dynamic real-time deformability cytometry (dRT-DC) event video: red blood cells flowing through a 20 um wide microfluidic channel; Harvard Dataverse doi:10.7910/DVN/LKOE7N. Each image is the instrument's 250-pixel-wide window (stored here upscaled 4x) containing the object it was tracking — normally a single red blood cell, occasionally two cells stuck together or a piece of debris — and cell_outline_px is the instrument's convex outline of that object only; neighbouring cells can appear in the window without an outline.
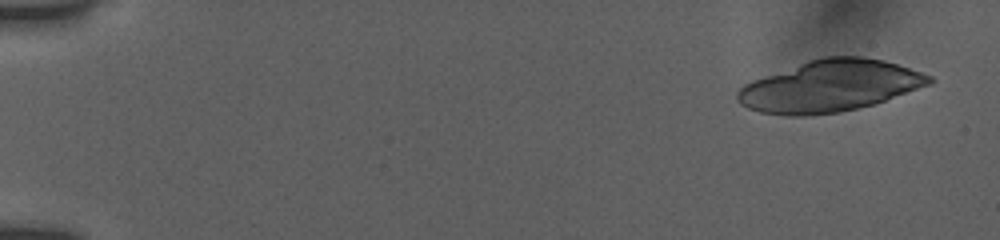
{"species": "human", "species_latin": "Homo sapiens", "temperature_condition": "room temperature", "stored_images_in_passage": 29, "camera_frame_rate_fps": 3000, "um_per_image_px": 0.085, "donor": {"sex": "female"}, "frame": {"image": 1, "passage_image": 1, "time_ms": 0.0, "image_size_px": [1000, 240], "cell_outline_px": [[936, 80], [932, 84], [872, 104], [840, 112], [804, 116], [788, 116], [760, 112], [748, 108], [740, 104], [736, 100], [736, 92], [744, 84], [752, 80], [808, 60], [824, 56], [860, 56], [884, 60], [932, 76]], "centroid_in_image_um": [70.51, 7.31], "position_along_channel_um": 14.5, "area_um2": 57.51}}
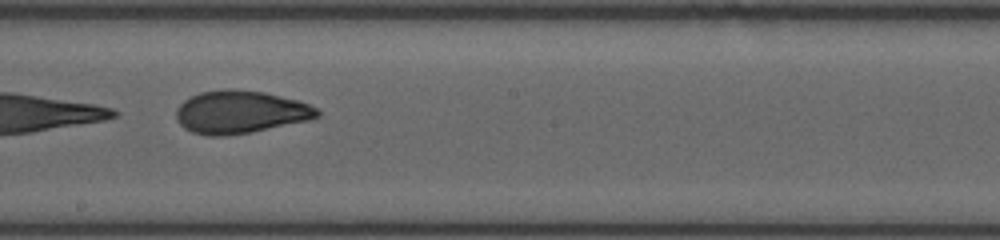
{"frame": {"image": 2, "passage_image": 18, "time_ms": 9.667, "image_size_px": [1000, 240], "cell_outline_px": [[320, 116], [308, 120], [248, 132], [224, 136], [208, 136], [192, 132], [184, 128], [176, 120], [176, 108], [184, 100], [200, 92], [228, 88], [264, 92], [296, 100], [308, 104], [316, 108], [320, 112]], "centroid_in_image_um": [20.38, 9.52], "position_along_channel_um": 227.8, "area_um2": 34.91}}
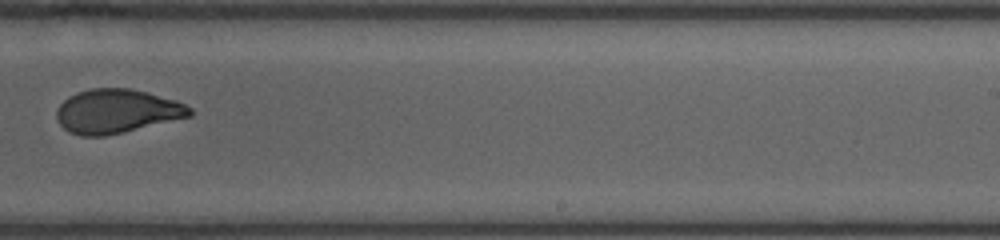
{"frame": {"image": 3, "passage_image": 20, "time_ms": 11.0, "image_size_px": [1000, 240], "cell_outline_px": [[192, 116], [124, 132], [104, 136], [80, 136], [68, 132], [60, 124], [56, 116], [56, 108], [68, 96], [76, 92], [92, 88], [128, 88], [148, 92], [176, 100], [192, 108]], "centroid_in_image_um": [9.91, 9.45], "position_along_channel_um": 279.1, "area_um2": 34.33}}